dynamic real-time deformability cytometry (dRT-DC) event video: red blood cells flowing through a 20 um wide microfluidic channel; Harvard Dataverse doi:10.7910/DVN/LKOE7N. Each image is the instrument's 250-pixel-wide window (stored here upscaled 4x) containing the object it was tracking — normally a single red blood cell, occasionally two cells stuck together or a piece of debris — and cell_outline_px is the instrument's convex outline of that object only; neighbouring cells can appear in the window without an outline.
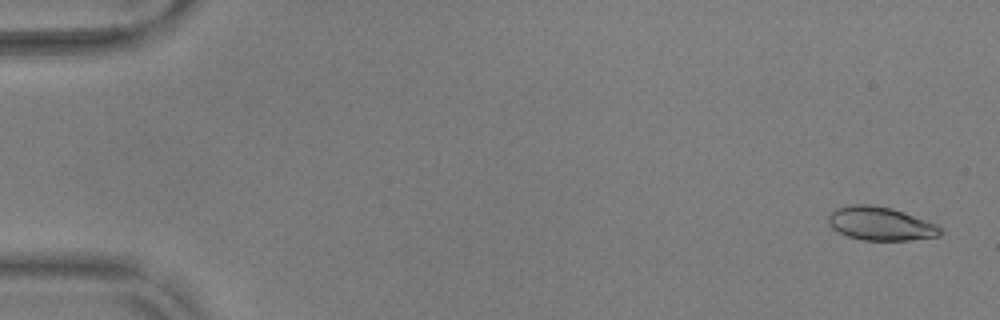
{"species": "common noctule bat (a hibernating species)", "species_latin": "Nyctalus noctula", "temperature_condition": "warm", "stored_images_in_passage": 55, "camera_frame_rate_fps": 3000, "um_per_image_px": 0.085, "animal": {"sex": "male", "body_mass_g": 17.9, "forearm_length_mm": 54.2}, "frame": {"image": 1, "passage_image": 2, "time_ms": 0.333, "image_size_px": [1000, 320], "cell_outline_px": [[944, 232], [940, 236], [912, 240], [860, 240], [848, 236], [832, 228], [828, 224], [828, 216], [836, 208], [852, 204], [872, 204], [892, 208], [904, 212], [936, 224]], "centroid_in_image_um": [74.85, 19.01], "position_along_channel_um": 10.2, "area_um2": 21.96}}
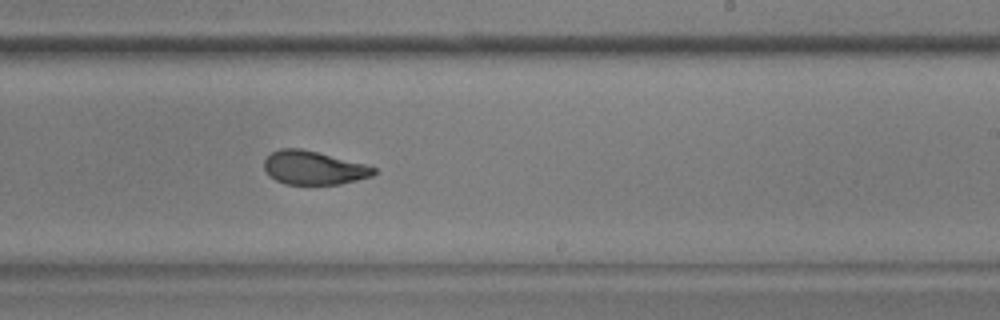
{"frame": {"image": 2, "passage_image": 34, "time_ms": 11.0, "image_size_px": [1000, 320], "cell_outline_px": [[376, 172], [372, 176], [340, 184], [284, 184], [276, 180], [264, 168], [264, 160], [272, 152], [280, 148], [300, 148], [364, 164], [376, 168]], "centroid_in_image_um": [26.65, 14.27], "position_along_channel_um": 262.4, "area_um2": 21.1}}
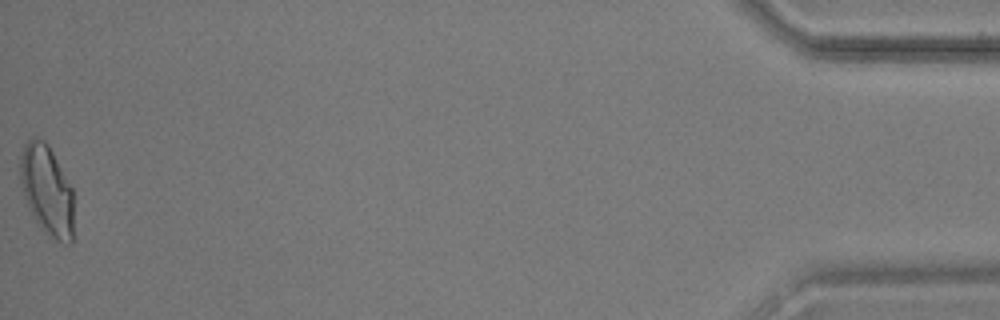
{"frame": {"image": 3, "passage_image": 55, "time_ms": 18.0, "image_size_px": [1000, 320], "cell_outline_px": [[72, 244], [64, 244], [48, 236], [36, 220], [24, 196], [20, 184], [20, 156], [24, 144], [32, 136], [44, 140], [48, 144], [72, 188]], "centroid_in_image_um": [3.97, 16.15], "position_along_channel_um": 431.2, "area_um2": 27.86}, "authors_computed_cell_mechanics": {"area_um2": 22.4264, "velocity_mm_per_s": 3.7017, "shape_relaxation_time_tau1_ms": 4.5833, "shape_relaxation_time_tau2_ms": 1.3864, "deformation_change_tau1": 0.1832, "deformation_change_tau2": 0.0723}}